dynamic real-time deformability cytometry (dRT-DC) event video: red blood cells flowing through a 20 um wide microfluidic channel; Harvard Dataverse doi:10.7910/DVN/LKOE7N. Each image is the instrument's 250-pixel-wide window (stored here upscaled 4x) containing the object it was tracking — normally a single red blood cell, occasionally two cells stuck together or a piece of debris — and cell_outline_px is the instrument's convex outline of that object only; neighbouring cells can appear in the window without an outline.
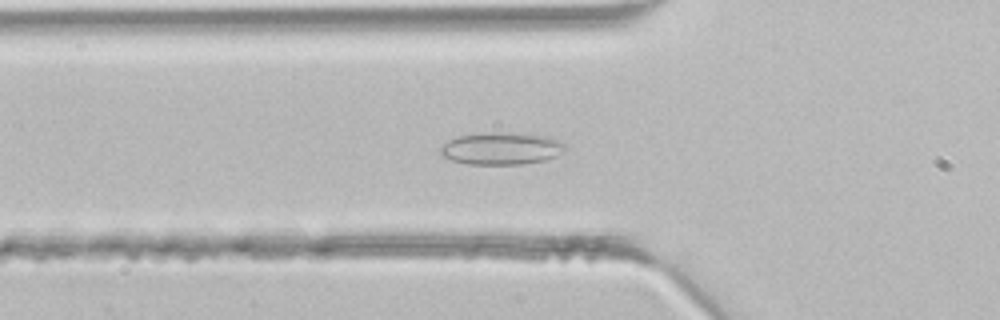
{"species": "common noctule bat (a hibernating species)", "species_latin": "Nyctalus noctula", "temperature_condition": "room temperature", "stored_images_in_passage": 35, "segment_of_instrument_passage": [1, 2], "camera_frame_rate_fps": 3000, "um_per_image_px": 0.085, "animal": {"sex": "male", "body_mass_g": 21.5, "forearm_length_mm": 52.0}, "frame": {"image": 1, "passage_image": 6, "time_ms": 1.667, "image_size_px": [1000, 320], "cell_outline_px": [[568, 148], [564, 152], [556, 156], [544, 160], [524, 164], [468, 164], [452, 160], [440, 156], [440, 148], [448, 140], [456, 136], [496, 132], [540, 136], [560, 140]], "centroid_in_image_um": [42.6, 12.64], "position_along_channel_um": 83.2, "area_um2": 23.24}}
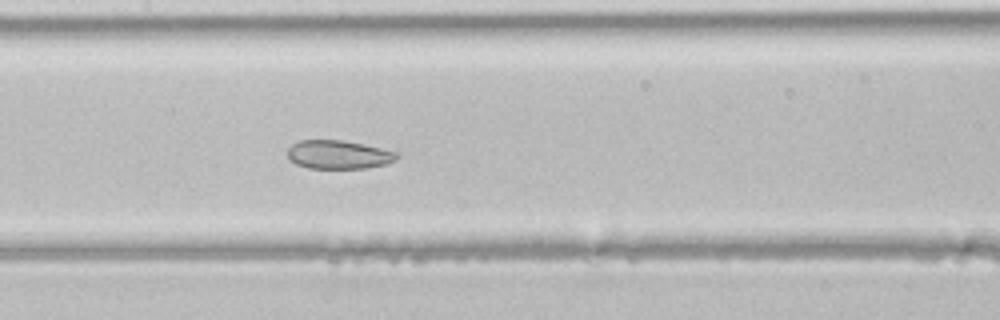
{"frame": {"image": 2, "passage_image": 12, "time_ms": 3.667, "image_size_px": [1000, 320], "cell_outline_px": [[400, 156], [396, 160], [388, 164], [368, 168], [308, 168], [296, 164], [288, 160], [288, 148], [292, 144], [300, 140], [340, 140], [364, 144], [396, 152]], "centroid_in_image_um": [28.78, 13.15], "position_along_channel_um": 178.6, "area_um2": 18.32}}
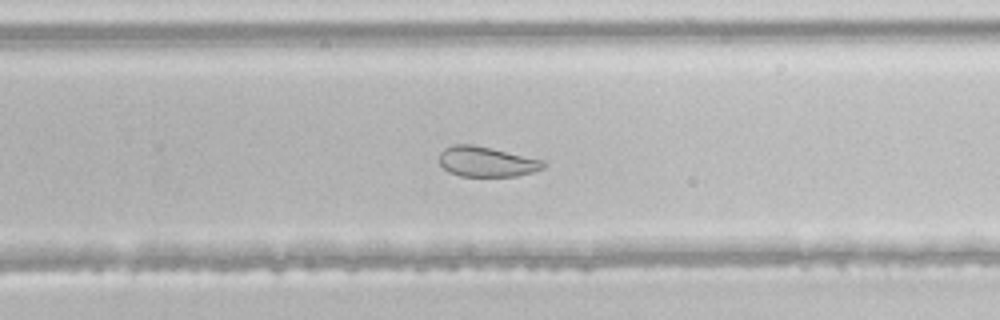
{"frame": {"image": 3, "passage_image": 19, "time_ms": 6.0, "image_size_px": [1000, 320], "cell_outline_px": [[544, 168], [532, 172], [516, 176], [460, 176], [448, 172], [440, 164], [440, 152], [444, 148], [452, 144], [472, 144], [544, 160]], "centroid_in_image_um": [41.33, 13.74], "position_along_channel_um": 288.5, "area_um2": 18.21}}